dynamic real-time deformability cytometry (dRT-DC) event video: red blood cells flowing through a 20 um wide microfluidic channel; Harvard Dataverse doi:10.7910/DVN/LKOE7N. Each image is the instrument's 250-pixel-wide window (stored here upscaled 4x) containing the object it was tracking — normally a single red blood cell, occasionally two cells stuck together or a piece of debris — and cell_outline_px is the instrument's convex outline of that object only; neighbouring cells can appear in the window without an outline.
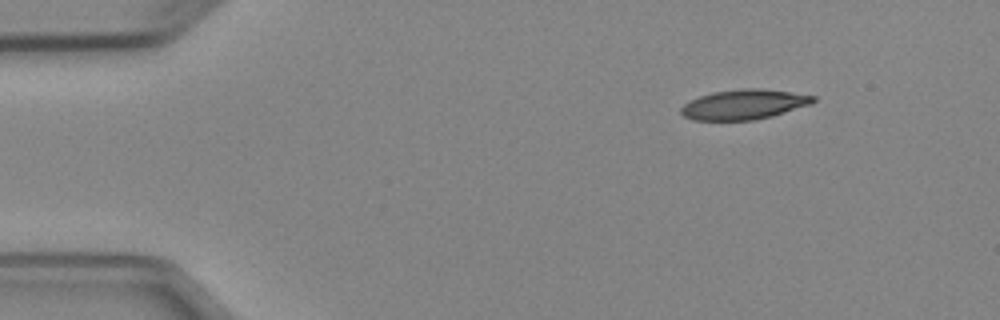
{"species": "Egyptian fruit bat (a non-hibernating species)", "species_latin": "Rousettus aegyptiacus", "temperature_condition": "cold", "stored_images_in_passage": 5, "segment_of_instrument_passage": [2, 2], "camera_frame_rate_fps": 3000, "um_per_image_px": 0.085, "animal": {"sex": "female"}, "frame": {"image": 1, "passage_image": 5, "time_ms": 5.667, "image_size_px": [1000, 320], "cell_outline_px": [[816, 100], [812, 104], [772, 116], [756, 120], [692, 120], [684, 116], [680, 112], [680, 108], [684, 104], [700, 96], [712, 92], [744, 88], [760, 88], [792, 92], [816, 96]], "centroid_in_image_um": [63.26, 8.88], "position_along_channel_um": 21.7, "area_um2": 23.12}}